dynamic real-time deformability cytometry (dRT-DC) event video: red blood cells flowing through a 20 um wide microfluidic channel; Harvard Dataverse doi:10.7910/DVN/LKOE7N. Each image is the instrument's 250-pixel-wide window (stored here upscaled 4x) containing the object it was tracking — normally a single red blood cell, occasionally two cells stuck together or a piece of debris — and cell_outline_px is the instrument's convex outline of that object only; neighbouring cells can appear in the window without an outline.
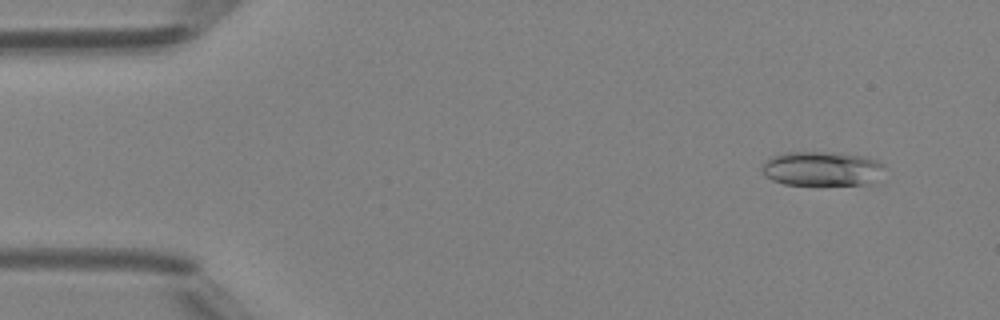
{"species": "Egyptian fruit bat (a non-hibernating species)", "species_latin": "Rousettus aegyptiacus", "temperature_condition": "room temperature", "stored_images_in_passage": 13, "segment_of_instrument_passage": [1, 2], "camera_frame_rate_fps": 3000, "um_per_image_px": 0.085, "animal": {"sex": "female"}, "frame": {"image": 1, "passage_image": 4, "time_ms": 1.0, "image_size_px": [1000, 320], "cell_outline_px": [[888, 168], [864, 184], [784, 184], [772, 180], [764, 176], [760, 168], [764, 160], [772, 156], [784, 152], [840, 152], [868, 156], [880, 160]], "centroid_in_image_um": [69.83, 14.3], "position_along_channel_um": 15.2, "area_um2": 24.85}}